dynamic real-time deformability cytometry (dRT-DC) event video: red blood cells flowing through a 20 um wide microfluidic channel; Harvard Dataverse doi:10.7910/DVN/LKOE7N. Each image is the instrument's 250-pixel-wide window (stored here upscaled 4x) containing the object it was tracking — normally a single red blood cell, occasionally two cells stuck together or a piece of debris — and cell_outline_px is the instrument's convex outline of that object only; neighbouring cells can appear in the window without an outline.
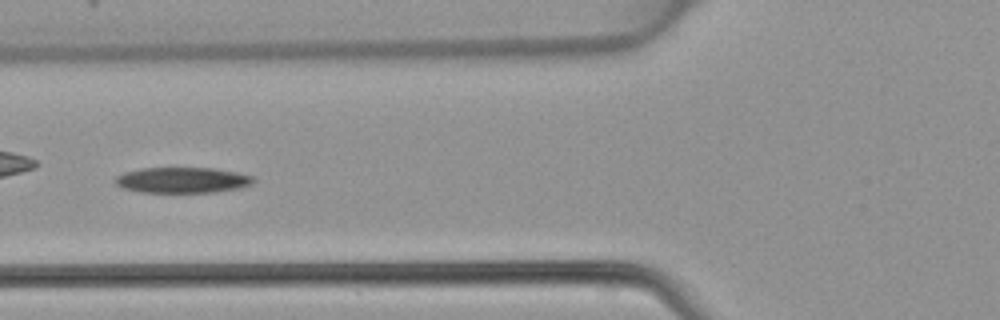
{"species": "common noctule bat (a hibernating species)", "species_latin": "Nyctalus noctula", "temperature_condition": "warm", "stored_images_in_passage": 51, "camera_frame_rate_fps": 3000, "um_per_image_px": 0.085, "animal": {"sex": "female", "body_mass_g": 22.7, "forearm_length_mm": 54.2}, "frame": {"image": 1, "passage_image": 20, "time_ms": 6.333, "image_size_px": [1000, 320], "cell_outline_px": [[256, 180], [252, 184], [240, 188], [212, 192], [140, 192], [124, 188], [116, 184], [112, 180], [116, 176], [124, 172], [140, 168], [216, 168], [236, 172], [252, 176]], "centroid_in_image_um": [15.49, 15.3], "position_along_channel_um": 110.3, "area_um2": 20.75}}
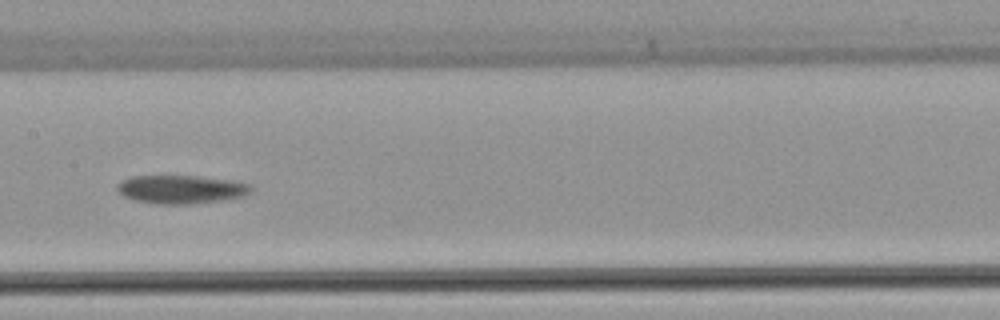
{"frame": {"image": 2, "passage_image": 26, "time_ms": 8.333, "image_size_px": [1000, 320], "cell_outline_px": [[252, 192], [244, 196], [224, 200], [188, 204], [156, 204], [136, 200], [124, 196], [116, 188], [116, 184], [132, 176], [196, 176], [236, 180], [252, 184]], "centroid_in_image_um": [15.46, 16.09], "position_along_channel_um": 191.9, "area_um2": 22.31}}
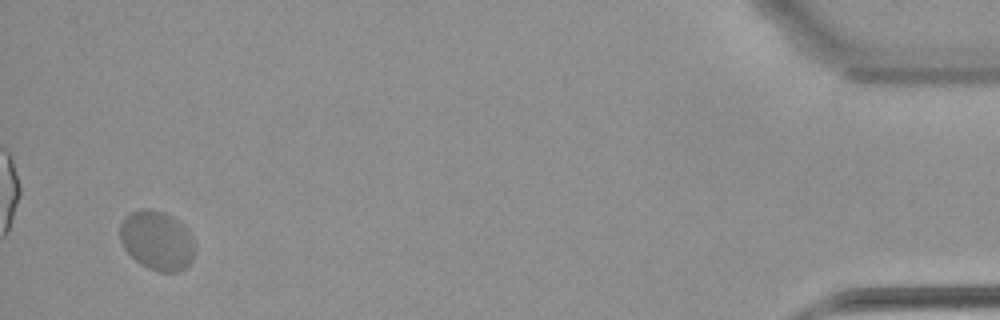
{"frame": {"image": 3, "passage_image": 49, "time_ms": 16.0, "image_size_px": [1000, 320], "cell_outline_px": [[196, 248], [192, 260], [184, 268], [176, 272], [160, 272], [148, 268], [140, 264], [124, 248], [120, 240], [120, 224], [124, 216], [128, 212], [136, 208], [148, 208], [164, 212], [172, 216], [188, 228]], "centroid_in_image_um": [13.33, 20.41], "position_along_channel_um": 421.9, "area_um2": 26.3}}